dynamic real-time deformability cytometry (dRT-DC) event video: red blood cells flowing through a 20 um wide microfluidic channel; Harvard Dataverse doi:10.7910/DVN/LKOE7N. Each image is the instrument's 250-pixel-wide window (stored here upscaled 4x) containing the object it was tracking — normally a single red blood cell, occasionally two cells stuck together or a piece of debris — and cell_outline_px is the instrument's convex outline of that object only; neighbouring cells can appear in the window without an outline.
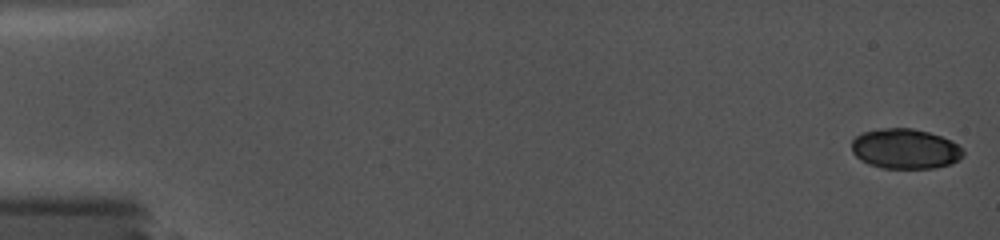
{"species": "common noctule bat (a hibernating species)", "species_latin": "Nyctalus noctula", "temperature_condition": "cold", "stored_images_in_passage": 27, "camera_frame_rate_fps": 5000, "um_per_image_px": 0.085, "animal": {"sex": "female", "body_mass_g": 19.0, "forearm_length_mm": 56.7}, "frame": {"image": 1, "passage_image": 1, "time_ms": 0.0, "image_size_px": [1000, 240], "cell_outline_px": [[964, 156], [952, 164], [932, 168], [884, 168], [868, 164], [860, 160], [852, 152], [852, 140], [860, 132], [880, 128], [912, 128], [928, 132], [952, 140], [964, 152]], "centroid_in_image_um": [76.92, 12.64], "position_along_channel_um": 8.1, "area_um2": 26.18}}
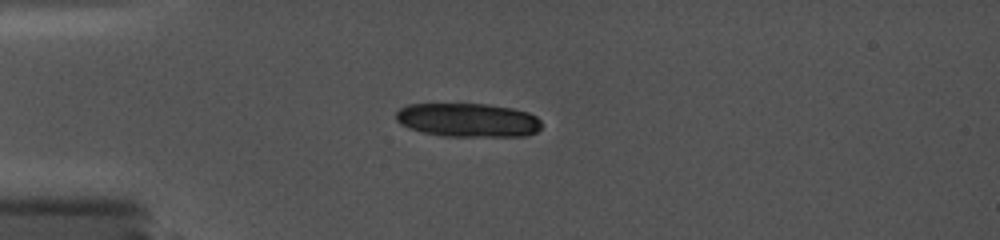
{"frame": {"image": 2, "passage_image": 24, "time_ms": 4.6, "image_size_px": [1000, 240], "cell_outline_px": [[540, 128], [536, 132], [524, 136], [444, 136], [424, 132], [408, 128], [400, 124], [396, 120], [396, 112], [400, 108], [408, 104], [488, 104], [512, 108], [528, 112], [536, 116], [540, 120]], "centroid_in_image_um": [39.76, 10.2], "position_along_channel_um": 45.2, "area_um2": 28.67}}